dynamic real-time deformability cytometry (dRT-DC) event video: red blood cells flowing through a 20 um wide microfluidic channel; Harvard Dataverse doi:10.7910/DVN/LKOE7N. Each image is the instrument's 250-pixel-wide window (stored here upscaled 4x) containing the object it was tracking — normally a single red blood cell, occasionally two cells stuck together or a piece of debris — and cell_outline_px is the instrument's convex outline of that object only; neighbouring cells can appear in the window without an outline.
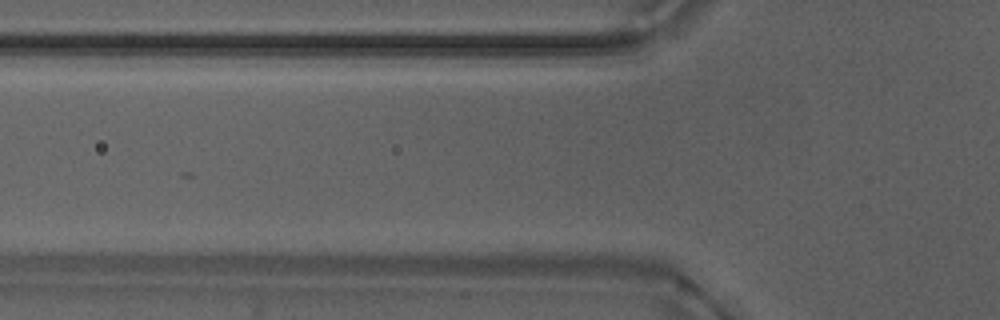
{"species": "Egyptian fruit bat (a non-hibernating species)", "species_latin": "Rousettus aegyptiacus", "temperature_condition": "warm", "stored_images_in_passage": 3, "camera_frame_rate_fps": 3000, "um_per_image_px": 0.085, "animal": {"sex": "male"}, "frame": {"image": 1, "passage_image": 2, "time_ms": 0.333, "image_size_px": [1000, 320], "cell_outline_px": [[640, 264], [560, 264], [488, 260], [508, 252], [628, 252]], "centroid_in_image_um": [48.38, 21.92], "position_along_channel_um": 77.4, "area_um2": 11.04}}